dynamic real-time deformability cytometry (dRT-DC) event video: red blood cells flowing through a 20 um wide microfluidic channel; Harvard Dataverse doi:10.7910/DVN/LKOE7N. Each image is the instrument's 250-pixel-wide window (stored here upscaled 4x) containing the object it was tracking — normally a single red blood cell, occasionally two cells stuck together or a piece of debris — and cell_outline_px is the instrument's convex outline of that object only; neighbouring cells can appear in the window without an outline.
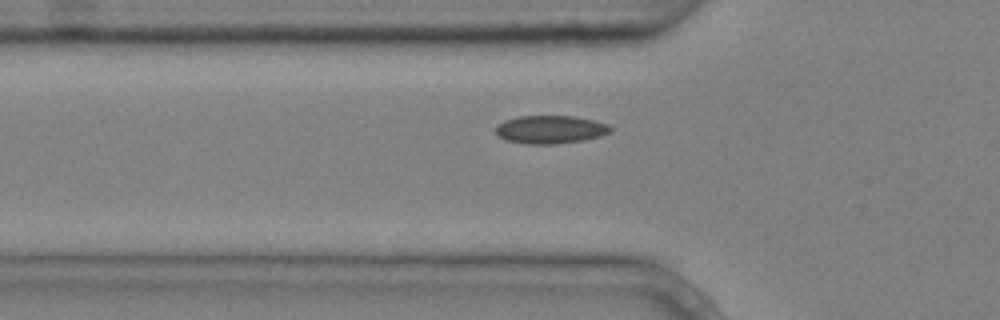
{"species": "common noctule bat (a hibernating species)", "species_latin": "Nyctalus noctula", "temperature_condition": "cold", "stored_images_in_passage": 4, "camera_frame_rate_fps": 3000, "um_per_image_px": 0.085, "animal": {"sex": "male", "body_mass_g": 20.4}, "frame": {"image": 1, "passage_image": 4, "time_ms": 1.0, "image_size_px": [1000, 320], "cell_outline_px": [[612, 132], [600, 136], [584, 140], [556, 144], [524, 144], [504, 140], [496, 136], [496, 124], [504, 120], [516, 116], [576, 116], [608, 124], [612, 128]], "centroid_in_image_um": [46.74, 11.01], "position_along_channel_um": 79.1, "area_um2": 19.13}}